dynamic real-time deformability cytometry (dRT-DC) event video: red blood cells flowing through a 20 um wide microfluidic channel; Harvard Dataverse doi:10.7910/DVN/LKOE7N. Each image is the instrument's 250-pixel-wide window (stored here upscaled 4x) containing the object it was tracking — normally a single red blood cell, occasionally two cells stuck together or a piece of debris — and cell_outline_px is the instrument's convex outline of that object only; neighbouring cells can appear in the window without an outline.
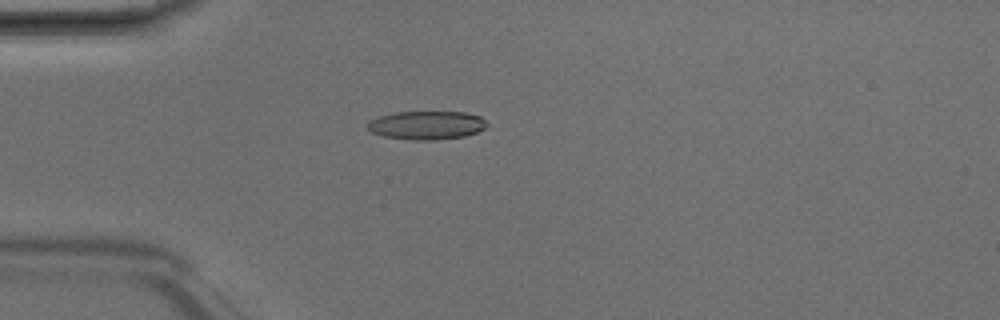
{"species": "Egyptian fruit bat (a non-hibernating species)", "species_latin": "Rousettus aegyptiacus", "temperature_condition": "room temperature", "stored_images_in_passage": 4, "camera_frame_rate_fps": 3000, "um_per_image_px": 0.085, "animal": {"sex": "male"}, "frame": {"image": 1, "passage_image": 4, "time_ms": 1.0, "image_size_px": [1000, 320], "cell_outline_px": [[488, 124], [484, 128], [476, 132], [464, 136], [436, 140], [412, 140], [384, 136], [372, 132], [368, 128], [368, 120], [380, 116], [396, 112], [464, 112], [480, 116]], "centroid_in_image_um": [36.26, 10.64], "position_along_channel_um": 48.7, "area_um2": 19.71}}